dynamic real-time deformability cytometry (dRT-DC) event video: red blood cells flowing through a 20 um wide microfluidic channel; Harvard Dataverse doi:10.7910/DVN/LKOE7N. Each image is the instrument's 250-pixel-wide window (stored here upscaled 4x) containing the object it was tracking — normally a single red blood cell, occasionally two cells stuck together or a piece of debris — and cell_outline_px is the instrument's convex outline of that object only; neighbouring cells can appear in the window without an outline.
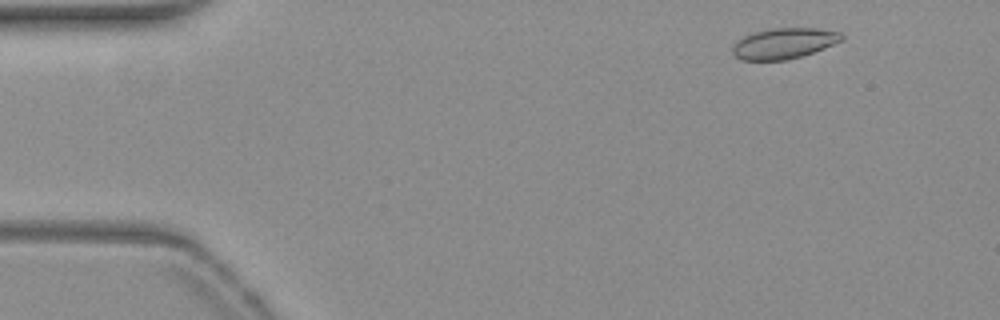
{"species": "common noctule bat (a hibernating species)", "species_latin": "Nyctalus noctula", "temperature_condition": "warm", "stored_images_in_passage": 51, "camera_frame_rate_fps": 3000, "um_per_image_px": 0.085, "animal": {"sex": "female", "body_mass_g": 19.3, "forearm_length_mm": 54.1}, "frame": {"image": 1, "passage_image": 3, "time_ms": 0.667, "image_size_px": [1000, 320], "cell_outline_px": [[844, 40], [824, 48], [788, 60], [740, 60], [732, 52], [732, 44], [744, 36], [752, 32], [772, 28], [816, 28], [840, 32], [844, 36]], "centroid_in_image_um": [66.62, 3.68], "position_along_channel_um": 18.4, "area_um2": 19.59}}
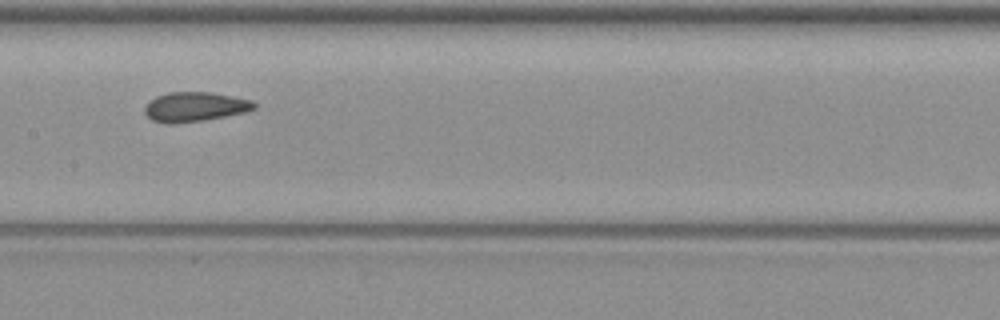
{"frame": {"image": 2, "passage_image": 24, "time_ms": 7.667, "image_size_px": [1000, 320], "cell_outline_px": [[256, 108], [244, 112], [204, 120], [172, 124], [168, 124], [152, 120], [144, 112], [144, 108], [148, 100], [156, 96], [168, 92], [212, 92], [252, 100], [256, 104]], "centroid_in_image_um": [16.53, 9.07], "position_along_channel_um": 190.9, "area_um2": 18.9}}
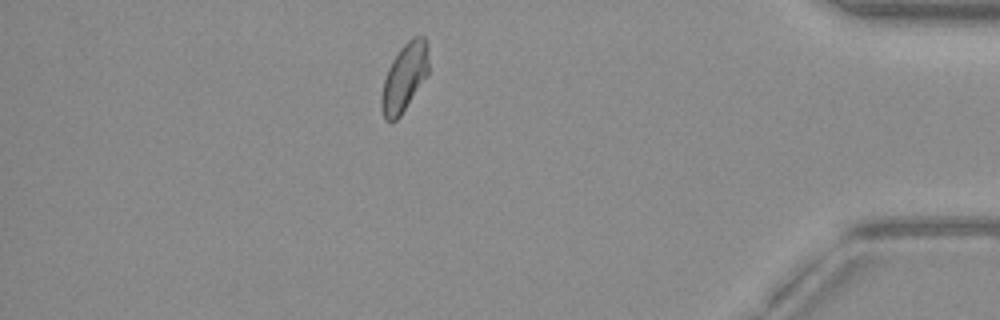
{"frame": {"image": 3, "passage_image": 44, "time_ms": 14.333, "image_size_px": [1000, 320], "cell_outline_px": [[428, 72], [400, 116], [396, 120], [388, 120], [384, 116], [380, 104], [380, 96], [384, 80], [388, 68], [392, 60], [400, 48], [412, 36], [424, 36], [428, 44]], "centroid_in_image_um": [34.36, 6.53], "position_along_channel_um": 400.8, "area_um2": 18.38}, "authors_computed_cell_mechanics": {"area_um2": 19.1896, "velocity_mm_per_s": 3.821, "shape_relaxation_time_tau1_ms": null, "shape_relaxation_time_tau2_ms": 1.3196, "deformation_change_tau1": null, "deformation_change_tau2": 0.0541}}